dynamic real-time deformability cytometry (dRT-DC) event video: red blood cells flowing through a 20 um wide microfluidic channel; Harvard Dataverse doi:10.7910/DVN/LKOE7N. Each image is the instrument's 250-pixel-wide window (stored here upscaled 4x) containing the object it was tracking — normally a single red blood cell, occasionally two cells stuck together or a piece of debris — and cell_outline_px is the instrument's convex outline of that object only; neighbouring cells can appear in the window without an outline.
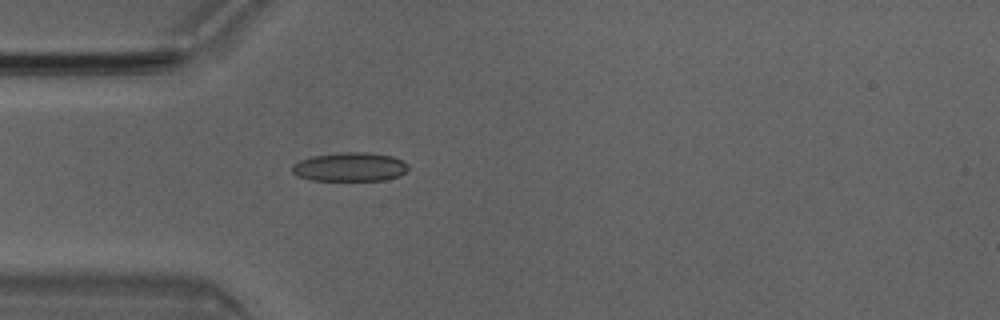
{"species": "Egyptian fruit bat (a non-hibernating species)", "species_latin": "Rousettus aegyptiacus", "temperature_condition": "room temperature", "stored_images_in_passage": 4, "camera_frame_rate_fps": 3000, "um_per_image_px": 0.085, "animal": {"sex": "male"}, "frame": {"image": 1, "passage_image": 4, "time_ms": 1.0, "image_size_px": [1000, 320], "cell_outline_px": [[408, 168], [400, 176], [384, 180], [312, 180], [296, 176], [292, 172], [292, 164], [300, 160], [312, 156], [340, 152], [368, 152], [392, 156], [408, 164]], "centroid_in_image_um": [29.72, 14.18], "position_along_channel_um": 55.3, "area_um2": 19.59}}